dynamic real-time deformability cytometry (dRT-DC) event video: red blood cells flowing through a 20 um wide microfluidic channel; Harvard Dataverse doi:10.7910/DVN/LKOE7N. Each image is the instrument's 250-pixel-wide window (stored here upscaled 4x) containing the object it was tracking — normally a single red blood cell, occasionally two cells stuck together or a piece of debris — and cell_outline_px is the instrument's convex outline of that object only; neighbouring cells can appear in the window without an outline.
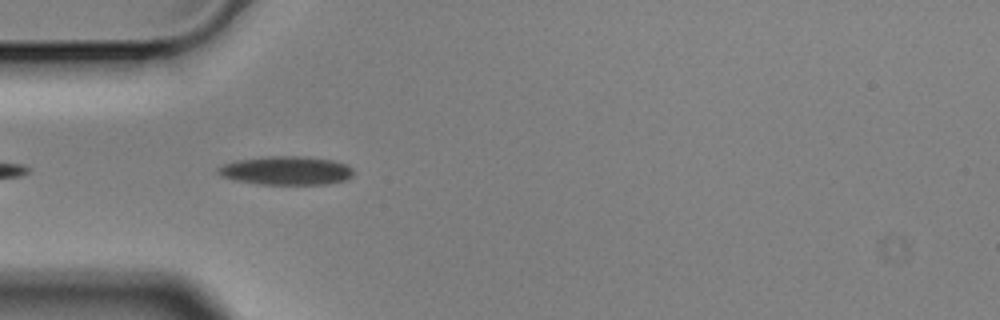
{"species": "Egyptian fruit bat (a non-hibernating species)", "species_latin": "Rousettus aegyptiacus", "temperature_condition": "cold", "stored_images_in_passage": 6, "camera_frame_rate_fps": 3000, "um_per_image_px": 0.085, "animal": {"sex": "male"}, "frame": {"image": 1, "passage_image": 5, "time_ms": 1.333, "image_size_px": [1000, 320], "cell_outline_px": [[352, 176], [344, 180], [324, 184], [260, 184], [236, 180], [220, 176], [216, 172], [216, 168], [224, 164], [236, 160], [268, 156], [304, 156], [332, 160], [348, 164], [352, 168]], "centroid_in_image_um": [24.3, 14.49], "position_along_channel_um": 60.7, "area_um2": 22.6}}
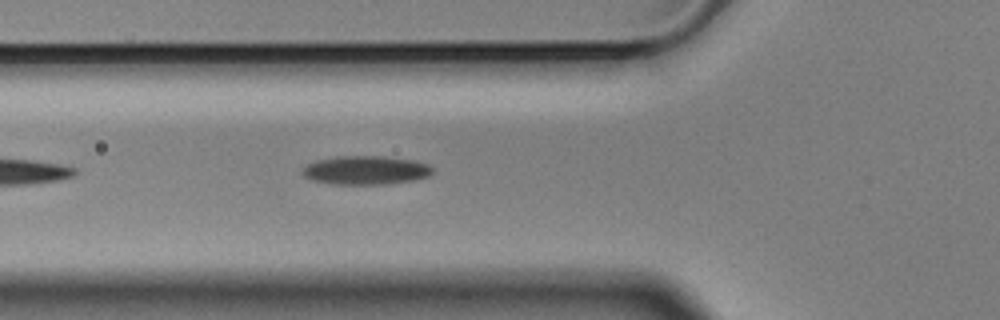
{"frame": {"image": 2, "passage_image": 6, "time_ms": 1.667, "image_size_px": [1000, 320], "cell_outline_px": [[432, 172], [428, 176], [412, 180], [380, 184], [332, 184], [312, 180], [304, 176], [300, 172], [300, 168], [316, 160], [336, 156], [388, 156], [416, 160], [428, 164], [432, 168]], "centroid_in_image_um": [31.04, 14.45], "position_along_channel_um": 94.8, "area_um2": 21.91}}